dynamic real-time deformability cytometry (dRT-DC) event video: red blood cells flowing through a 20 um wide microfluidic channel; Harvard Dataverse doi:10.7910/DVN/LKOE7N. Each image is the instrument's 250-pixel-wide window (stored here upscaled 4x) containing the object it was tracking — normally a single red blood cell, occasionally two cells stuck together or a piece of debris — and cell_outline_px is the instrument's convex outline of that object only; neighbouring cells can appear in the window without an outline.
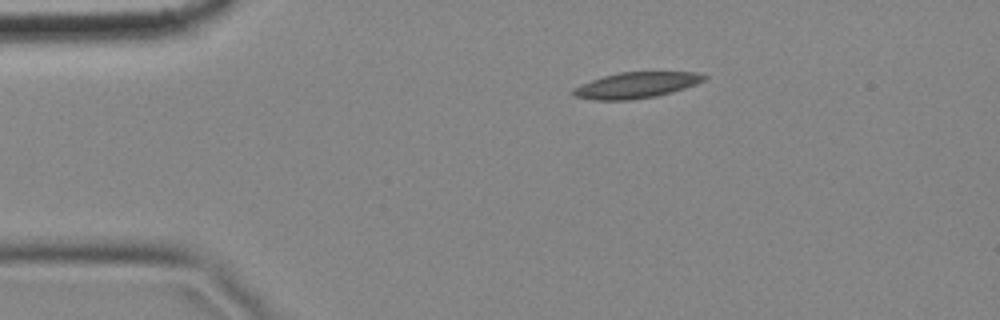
{"species": "common noctule bat (a hibernating species)", "species_latin": "Nyctalus noctula", "temperature_condition": "cold", "stored_images_in_passage": 9, "camera_frame_rate_fps": 3000, "um_per_image_px": 0.085, "animal": {"sex": "female", "body_mass_g": 18.4}, "frame": {"image": 1, "passage_image": 1, "time_ms": 0.0, "image_size_px": [1000, 320], "cell_outline_px": [[708, 76], [704, 80], [696, 84], [672, 92], [656, 96], [628, 100], [596, 100], [572, 96], [572, 88], [580, 84], [604, 76], [620, 72], [700, 72]], "centroid_in_image_um": [54.07, 7.24], "position_along_channel_um": 30.9, "area_um2": 19.77}}
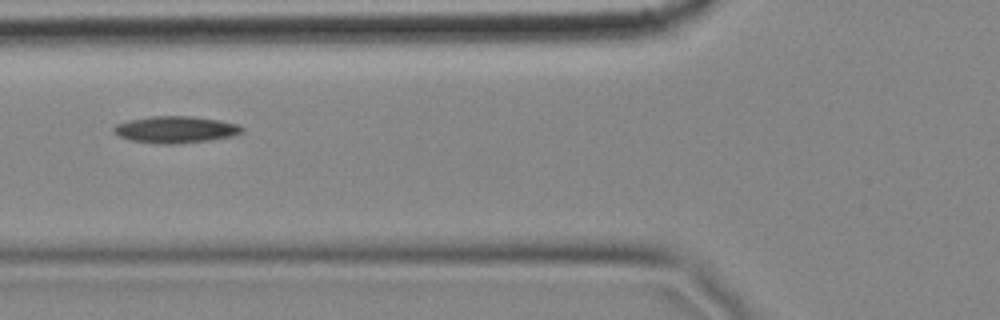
{"frame": {"image": 2, "passage_image": 4, "time_ms": 1.0, "image_size_px": [1000, 320], "cell_outline_px": [[244, 132], [232, 136], [208, 140], [180, 144], [156, 144], [132, 140], [120, 136], [112, 132], [112, 128], [116, 124], [128, 120], [152, 116], [192, 116], [220, 120], [240, 124], [244, 128]], "centroid_in_image_um": [14.94, 11.01], "position_along_channel_um": 110.9, "area_um2": 20.23}}
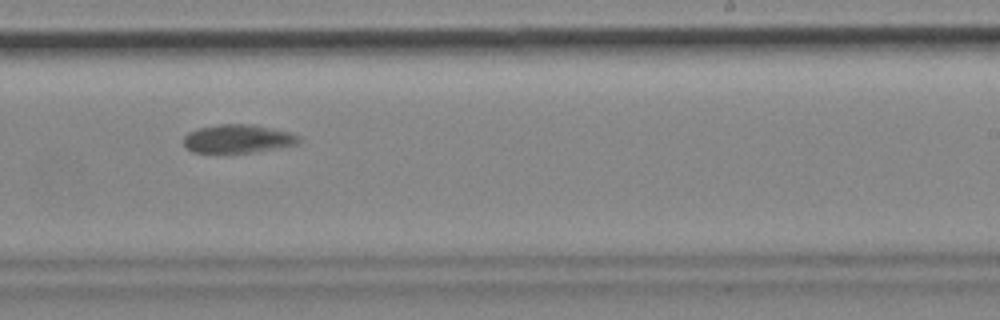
{"frame": {"image": 3, "passage_image": 8, "time_ms": 2.333, "image_size_px": [1000, 320], "cell_outline_px": [[300, 140], [296, 144], [256, 152], [192, 152], [184, 144], [184, 136], [188, 132], [196, 128], [220, 124], [256, 124], [288, 132], [300, 136]], "centroid_in_image_um": [20.21, 11.78], "position_along_channel_um": 268.8, "area_um2": 19.02}}